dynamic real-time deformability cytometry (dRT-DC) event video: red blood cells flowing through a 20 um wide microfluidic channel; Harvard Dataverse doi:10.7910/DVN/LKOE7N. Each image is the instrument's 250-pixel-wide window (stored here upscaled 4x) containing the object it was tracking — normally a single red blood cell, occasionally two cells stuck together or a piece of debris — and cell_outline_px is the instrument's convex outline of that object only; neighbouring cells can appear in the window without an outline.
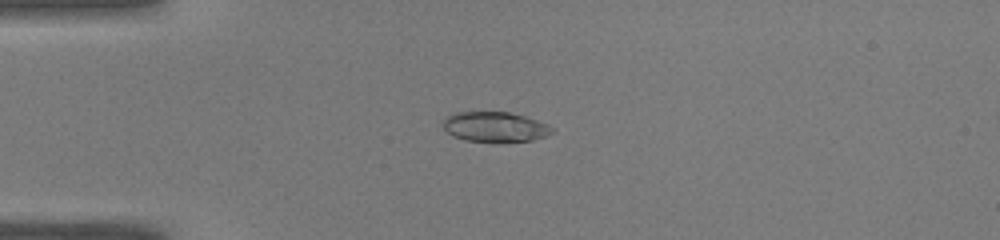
{"species": "common noctule bat (a hibernating species)", "species_latin": "Nyctalus noctula", "temperature_condition": "warm", "stored_images_in_passage": 49, "camera_frame_rate_fps": 3000, "um_per_image_px": 0.085, "animal": {"sex": "male", "body_mass_g": 19.0, "forearm_length_mm": 50.8}, "frame": {"image": 1, "passage_image": 12, "time_ms": 3.667, "image_size_px": [1000, 240], "cell_outline_px": [[556, 132], [548, 136], [532, 140], [504, 144], [464, 140], [452, 136], [440, 124], [444, 116], [456, 112], [508, 112], [524, 116], [548, 124]], "centroid_in_image_um": [42.06, 10.82], "position_along_channel_um": 42.9, "area_um2": 19.88}}
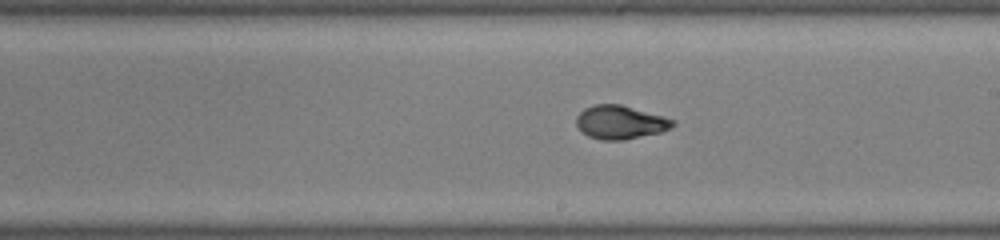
{"frame": {"image": 2, "passage_image": 28, "time_ms": 9.0, "image_size_px": [1000, 240], "cell_outline_px": [[676, 124], [672, 128], [660, 132], [624, 140], [600, 140], [588, 136], [576, 124], [576, 116], [584, 108], [596, 104], [620, 104], [664, 116], [676, 120]], "centroid_in_image_um": [52.75, 10.39], "position_along_channel_um": 236.3, "area_um2": 18.9}}
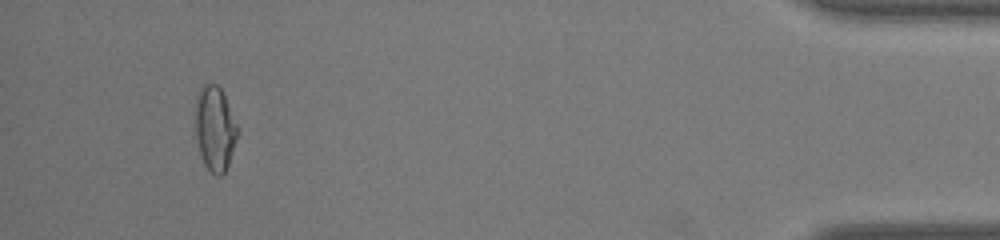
{"frame": {"image": 3, "passage_image": 46, "time_ms": 15.0, "image_size_px": [1000, 240], "cell_outline_px": [[240, 132], [228, 164], [224, 172], [220, 176], [216, 176], [204, 164], [200, 152], [196, 136], [192, 112], [196, 96], [200, 84], [216, 84], [220, 88], [224, 96]], "centroid_in_image_um": [18.22, 10.88], "position_along_channel_um": 417.0, "area_um2": 21.21}, "authors_computed_cell_mechanics": {"area_um2": 19.4786, "velocity_mm_per_s": 4.1031, "shape_relaxation_time_tau1_ms": 7.3182, "shape_relaxation_time_tau2_ms": null, "deformation_change_tau1": 0.2715, "deformation_change_tau2": null}}